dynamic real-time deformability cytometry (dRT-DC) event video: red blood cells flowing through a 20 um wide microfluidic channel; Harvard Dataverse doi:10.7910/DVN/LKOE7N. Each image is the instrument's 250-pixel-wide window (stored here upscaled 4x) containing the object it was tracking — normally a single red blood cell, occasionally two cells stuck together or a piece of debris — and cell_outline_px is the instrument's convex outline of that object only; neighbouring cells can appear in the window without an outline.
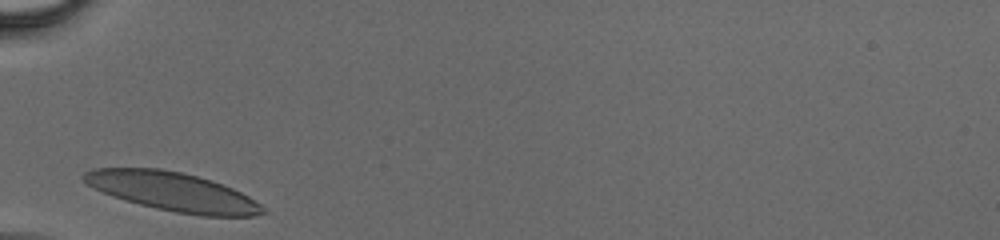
{"species": "human", "species_latin": "Homo sapiens", "temperature_condition": "cold", "stored_images_in_passage": 23, "camera_frame_rate_fps": 3000, "um_per_image_px": 0.085, "donor": {"sex": "male"}, "frame": {"image": 1, "passage_image": 1, "time_ms": 0.0, "image_size_px": [1000, 240], "cell_outline_px": [[268, 212], [256, 216], [200, 216], [176, 212], [156, 208], [124, 200], [112, 196], [88, 184], [80, 176], [84, 172], [96, 168], [160, 168], [180, 172], [212, 180], [232, 188], [248, 196], [260, 204]], "centroid_in_image_um": [14.7, 16.29], "position_along_channel_um": 70.3, "area_um2": 40.23}}
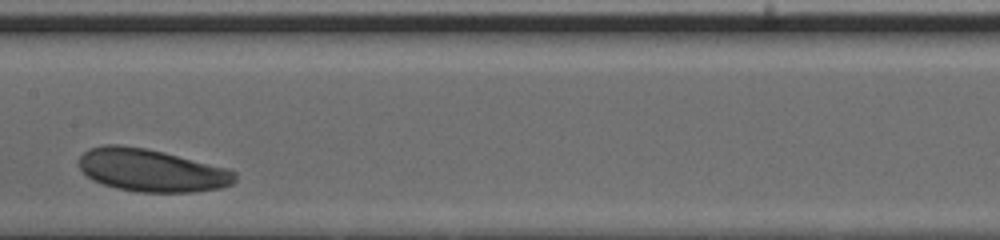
{"frame": {"image": 2, "passage_image": 10, "time_ms": 3.0, "image_size_px": [1000, 240], "cell_outline_px": [[236, 180], [232, 184], [220, 188], [192, 192], [140, 192], [116, 188], [92, 180], [80, 168], [80, 156], [88, 148], [104, 144], [116, 144], [144, 148], [164, 152], [232, 168], [236, 172]], "centroid_in_image_um": [12.93, 14.47], "position_along_channel_um": 194.5, "area_um2": 39.02}}
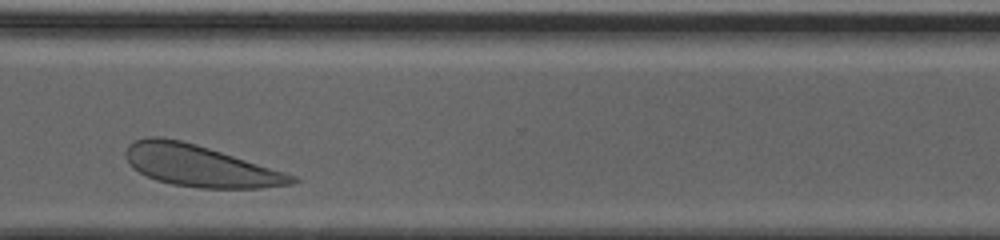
{"frame": {"image": 3, "passage_image": 21, "time_ms": 6.667, "image_size_px": [1000, 240], "cell_outline_px": [[300, 180], [296, 184], [260, 188], [200, 188], [172, 184], [156, 180], [132, 168], [124, 156], [124, 152], [128, 144], [136, 140], [148, 136], [160, 136], [180, 140], [196, 144], [284, 172], [296, 176]], "centroid_in_image_um": [16.97, 14.1], "position_along_channel_um": 353.6, "area_um2": 40.06}}